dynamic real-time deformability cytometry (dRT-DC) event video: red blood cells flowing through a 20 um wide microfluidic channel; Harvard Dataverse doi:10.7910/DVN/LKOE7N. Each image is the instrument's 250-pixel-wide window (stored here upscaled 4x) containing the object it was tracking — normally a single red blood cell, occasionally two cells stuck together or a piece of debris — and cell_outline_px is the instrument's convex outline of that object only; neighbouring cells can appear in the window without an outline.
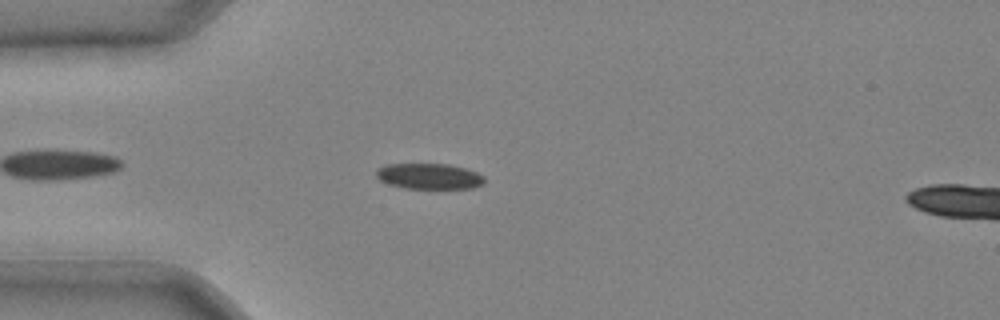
{"species": "common noctule bat (a hibernating species)", "species_latin": "Nyctalus noctula", "temperature_condition": "cold", "stored_images_in_passage": 36, "camera_frame_rate_fps": 3000, "um_per_image_px": 0.085, "animal": {"sex": "male", "body_mass_g": 20.4}, "frame": {"image": 1, "passage_image": 5, "time_ms": 1.333, "image_size_px": [1000, 320], "cell_outline_px": [[484, 184], [472, 188], [404, 188], [388, 184], [380, 180], [376, 176], [376, 168], [384, 164], [448, 164], [464, 168], [476, 172], [484, 176]], "centroid_in_image_um": [36.45, 14.98], "position_along_channel_um": 48.6, "area_um2": 16.24}}
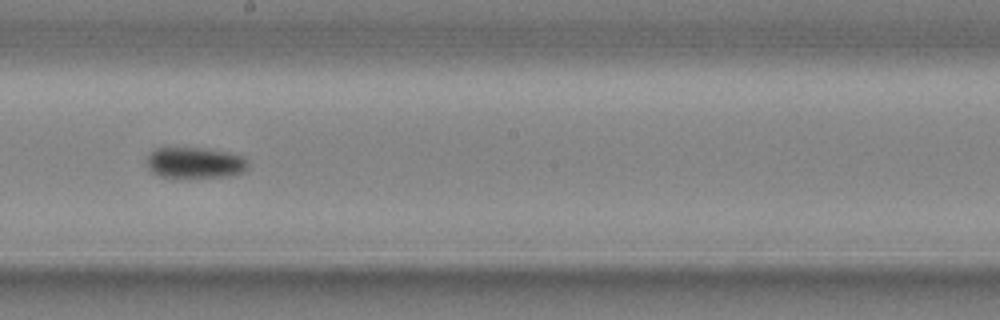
{"frame": {"image": 2, "passage_image": 18, "time_ms": 5.667, "image_size_px": [1000, 320], "cell_outline_px": [[248, 164], [240, 172], [224, 176], [172, 180], [160, 176], [152, 172], [148, 168], [148, 156], [156, 148], [204, 148], [228, 152], [240, 156]], "centroid_in_image_um": [16.48, 13.87], "position_along_channel_um": 231.7, "area_um2": 18.38}}
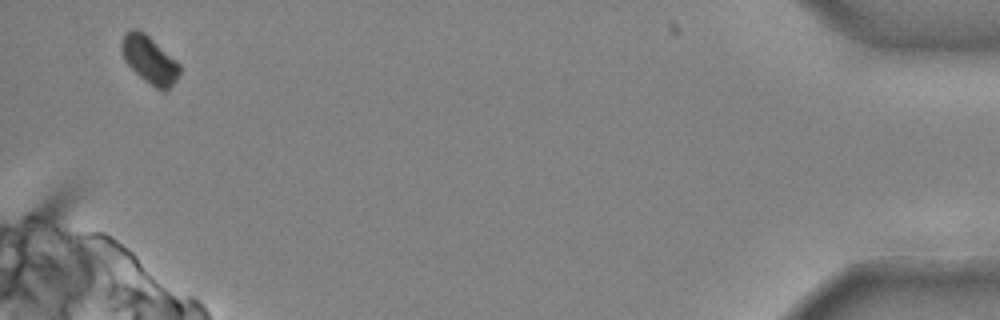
{"frame": {"image": 3, "passage_image": 35, "time_ms": 11.333, "image_size_px": [1000, 320], "cell_outline_px": [[180, 72], [176, 80], [164, 92], [156, 88], [144, 80], [124, 60], [120, 48], [120, 44], [124, 32], [132, 28], [136, 28], [144, 32], [176, 60], [180, 64]], "centroid_in_image_um": [12.68, 5.05], "position_along_channel_um": 422.5, "area_um2": 16.01}}